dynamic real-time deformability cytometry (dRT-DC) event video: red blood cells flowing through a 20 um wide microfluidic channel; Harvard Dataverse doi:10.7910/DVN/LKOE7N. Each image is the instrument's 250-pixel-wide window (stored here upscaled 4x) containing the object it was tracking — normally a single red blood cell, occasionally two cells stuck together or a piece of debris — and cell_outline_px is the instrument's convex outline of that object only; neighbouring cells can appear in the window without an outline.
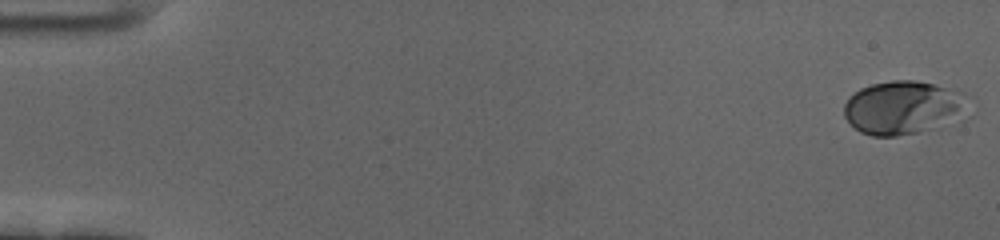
{"species": "human", "species_latin": "Homo sapiens", "temperature_condition": "cold", "stored_images_in_passage": 59, "camera_frame_rate_fps": 3000, "um_per_image_px": 0.085, "donor": {"sex": "female"}, "frame": {"image": 1, "passage_image": 1, "time_ms": 0.0, "image_size_px": [1000, 240], "cell_outline_px": [[976, 112], [972, 116], [964, 120], [940, 128], [920, 132], [896, 136], [872, 136], [860, 132], [844, 116], [844, 104], [848, 96], [860, 88], [872, 84], [892, 80], [912, 80], [932, 84], [964, 92]], "centroid_in_image_um": [76.96, 9.17], "position_along_channel_um": 8.0, "area_um2": 40.4}}
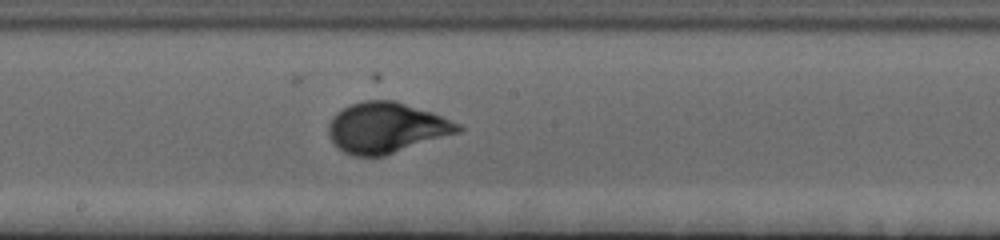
{"frame": {"image": 2, "passage_image": 33, "time_ms": 10.667, "image_size_px": [1000, 240], "cell_outline_px": [[464, 128], [460, 132], [384, 156], [352, 156], [344, 152], [328, 136], [328, 124], [332, 116], [336, 112], [352, 104], [372, 96], [376, 96], [396, 100], [432, 112], [460, 124]], "centroid_in_image_um": [32.83, 10.81], "position_along_channel_um": 215.4, "area_um2": 38.73}}
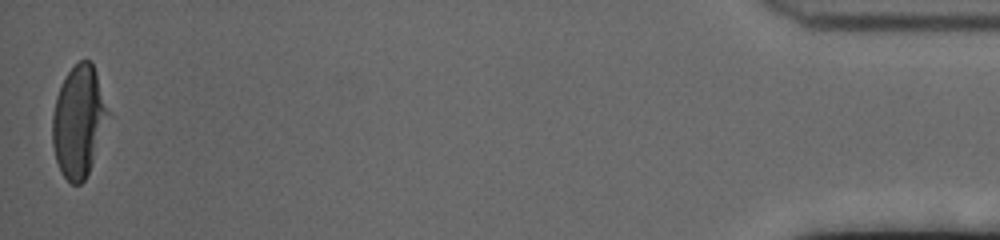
{"frame": {"image": 3, "passage_image": 59, "time_ms": 19.333, "image_size_px": [1000, 240], "cell_outline_px": [[112, 116], [88, 172], [84, 180], [80, 184], [72, 184], [60, 172], [56, 160], [52, 144], [52, 116], [56, 96], [68, 72], [80, 60], [92, 60]], "centroid_in_image_um": [6.73, 10.31], "position_along_channel_um": 428.5, "area_um2": 36.59}, "authors_computed_cell_mechanics": {"area_um2": 35.6626, "velocity_mm_per_s": 3.4286, "shape_relaxation_time_tau1_ms": 3.68, "shape_relaxation_time_tau2_ms": null, "deformation_change_tau1": 0.1763, "deformation_change_tau2": null}}